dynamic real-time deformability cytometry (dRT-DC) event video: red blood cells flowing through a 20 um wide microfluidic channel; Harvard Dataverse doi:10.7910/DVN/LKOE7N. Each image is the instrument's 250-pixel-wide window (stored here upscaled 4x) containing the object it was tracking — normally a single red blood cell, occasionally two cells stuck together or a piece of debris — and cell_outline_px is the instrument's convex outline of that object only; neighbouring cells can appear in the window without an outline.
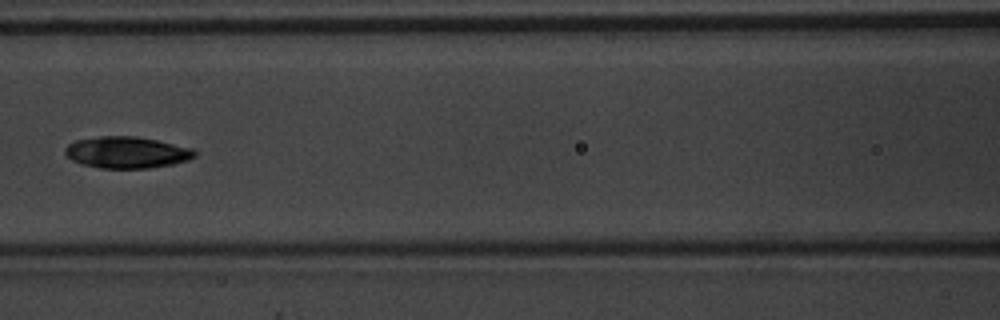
{"species": "common noctule bat (a hibernating species)", "species_latin": "Nyctalus noctula", "temperature_condition": "warm", "stored_images_in_passage": 7, "camera_frame_rate_fps": 3000, "um_per_image_px": 0.085, "animal": {"sex": "male", "body_mass_g": 20.1, "forearm_length_mm": 53.5}, "frame": {"image": 1, "passage_image": 7, "time_ms": 2.0, "image_size_px": [1000, 320], "cell_outline_px": [[196, 156], [188, 160], [172, 164], [148, 168], [100, 168], [80, 164], [72, 160], [64, 152], [64, 148], [68, 144], [76, 140], [100, 136], [136, 136], [156, 140], [192, 148], [196, 152]], "centroid_in_image_um": [10.75, 12.95], "position_along_channel_um": 155.8, "area_um2": 23.81}}